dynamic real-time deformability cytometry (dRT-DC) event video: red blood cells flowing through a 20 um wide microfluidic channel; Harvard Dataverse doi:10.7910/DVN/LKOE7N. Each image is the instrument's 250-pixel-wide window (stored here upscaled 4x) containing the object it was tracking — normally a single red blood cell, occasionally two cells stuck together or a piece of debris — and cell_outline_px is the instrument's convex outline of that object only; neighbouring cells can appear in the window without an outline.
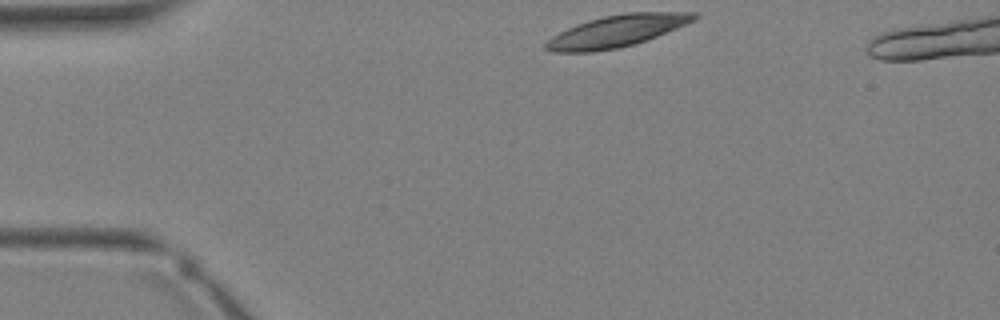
{"species": "Egyptian fruit bat (a non-hibernating species)", "species_latin": "Rousettus aegyptiacus", "temperature_condition": "warm", "stored_images_in_passage": 28, "camera_frame_rate_fps": 3000, "um_per_image_px": 0.085, "animal": {"sex": "female"}, "frame": {"image": 1, "passage_image": 1, "time_ms": 0.0, "image_size_px": [1000, 320], "cell_outline_px": [[700, 16], [696, 20], [656, 36], [620, 48], [592, 52], [552, 52], [544, 48], [544, 44], [552, 36], [576, 24], [588, 20], [604, 16], [628, 12], [696, 12]], "centroid_in_image_um": [52.42, 2.63], "position_along_channel_um": 32.6, "area_um2": 27.34}}
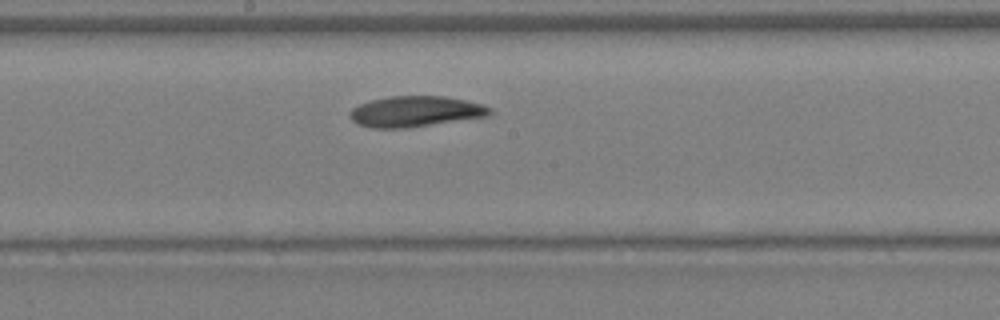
{"frame": {"image": 2, "passage_image": 13, "time_ms": 4.0, "image_size_px": [1000, 320], "cell_outline_px": [[492, 112], [488, 116], [408, 128], [372, 128], [356, 124], [348, 116], [348, 112], [352, 108], [360, 104], [372, 100], [392, 96], [444, 96], [484, 104], [492, 108]], "centroid_in_image_um": [35.3, 9.48], "position_along_channel_um": 212.9, "area_um2": 25.2}}
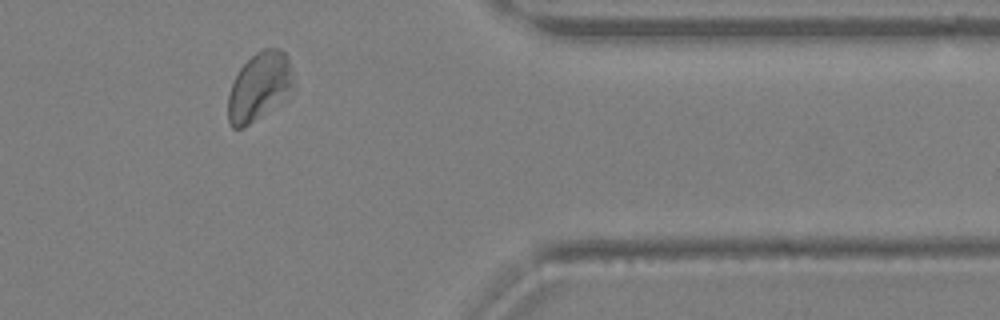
{"frame": {"image": 3, "passage_image": 23, "time_ms": 7.333, "image_size_px": [1000, 320], "cell_outline_px": [[292, 88], [288, 100], [244, 128], [232, 128], [228, 120], [228, 96], [232, 84], [240, 68], [260, 48], [280, 48], [284, 52], [292, 68]], "centroid_in_image_um": [22.06, 7.4], "position_along_channel_um": 389.3, "area_um2": 26.41}}